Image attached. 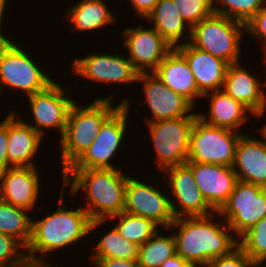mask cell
<instances>
[{
  "mask_svg": "<svg viewBox=\"0 0 266 267\" xmlns=\"http://www.w3.org/2000/svg\"><path fill=\"white\" fill-rule=\"evenodd\" d=\"M245 33L246 25L242 22L213 14L192 27L190 43L230 65L241 62Z\"/></svg>",
  "mask_w": 266,
  "mask_h": 267,
  "instance_id": "6",
  "label": "cell"
},
{
  "mask_svg": "<svg viewBox=\"0 0 266 267\" xmlns=\"http://www.w3.org/2000/svg\"><path fill=\"white\" fill-rule=\"evenodd\" d=\"M128 1V0H127ZM134 13L139 19L145 20L148 15L153 11L159 0H129Z\"/></svg>",
  "mask_w": 266,
  "mask_h": 267,
  "instance_id": "38",
  "label": "cell"
},
{
  "mask_svg": "<svg viewBox=\"0 0 266 267\" xmlns=\"http://www.w3.org/2000/svg\"><path fill=\"white\" fill-rule=\"evenodd\" d=\"M193 172L197 186L206 202L219 211L228 201L237 180L232 167L197 162L186 163Z\"/></svg>",
  "mask_w": 266,
  "mask_h": 267,
  "instance_id": "19",
  "label": "cell"
},
{
  "mask_svg": "<svg viewBox=\"0 0 266 267\" xmlns=\"http://www.w3.org/2000/svg\"><path fill=\"white\" fill-rule=\"evenodd\" d=\"M165 230L171 231V234H163L161 229L143 245L138 246V262L141 267H160L166 259L176 254L172 229Z\"/></svg>",
  "mask_w": 266,
  "mask_h": 267,
  "instance_id": "30",
  "label": "cell"
},
{
  "mask_svg": "<svg viewBox=\"0 0 266 267\" xmlns=\"http://www.w3.org/2000/svg\"><path fill=\"white\" fill-rule=\"evenodd\" d=\"M42 137L13 110L8 114V162L11 167H33Z\"/></svg>",
  "mask_w": 266,
  "mask_h": 267,
  "instance_id": "21",
  "label": "cell"
},
{
  "mask_svg": "<svg viewBox=\"0 0 266 267\" xmlns=\"http://www.w3.org/2000/svg\"><path fill=\"white\" fill-rule=\"evenodd\" d=\"M25 249L14 237L0 232V267H30Z\"/></svg>",
  "mask_w": 266,
  "mask_h": 267,
  "instance_id": "33",
  "label": "cell"
},
{
  "mask_svg": "<svg viewBox=\"0 0 266 267\" xmlns=\"http://www.w3.org/2000/svg\"><path fill=\"white\" fill-rule=\"evenodd\" d=\"M128 59L138 73H152L174 49L151 25L124 28L121 33Z\"/></svg>",
  "mask_w": 266,
  "mask_h": 267,
  "instance_id": "15",
  "label": "cell"
},
{
  "mask_svg": "<svg viewBox=\"0 0 266 267\" xmlns=\"http://www.w3.org/2000/svg\"><path fill=\"white\" fill-rule=\"evenodd\" d=\"M207 1L212 5V7L217 5V3L219 2V0H207Z\"/></svg>",
  "mask_w": 266,
  "mask_h": 267,
  "instance_id": "44",
  "label": "cell"
},
{
  "mask_svg": "<svg viewBox=\"0 0 266 267\" xmlns=\"http://www.w3.org/2000/svg\"><path fill=\"white\" fill-rule=\"evenodd\" d=\"M246 34L261 41V51L266 56V5L246 24Z\"/></svg>",
  "mask_w": 266,
  "mask_h": 267,
  "instance_id": "35",
  "label": "cell"
},
{
  "mask_svg": "<svg viewBox=\"0 0 266 267\" xmlns=\"http://www.w3.org/2000/svg\"><path fill=\"white\" fill-rule=\"evenodd\" d=\"M9 37L5 35L0 41V94L6 87L22 92L24 97L45 90L55 80L40 68V63L34 61L22 44Z\"/></svg>",
  "mask_w": 266,
  "mask_h": 267,
  "instance_id": "5",
  "label": "cell"
},
{
  "mask_svg": "<svg viewBox=\"0 0 266 267\" xmlns=\"http://www.w3.org/2000/svg\"><path fill=\"white\" fill-rule=\"evenodd\" d=\"M169 89L186 98L194 107L202 99L186 59L174 48L153 72Z\"/></svg>",
  "mask_w": 266,
  "mask_h": 267,
  "instance_id": "24",
  "label": "cell"
},
{
  "mask_svg": "<svg viewBox=\"0 0 266 267\" xmlns=\"http://www.w3.org/2000/svg\"><path fill=\"white\" fill-rule=\"evenodd\" d=\"M114 93L98 98L90 104L74 102L70 107L67 124L60 141L62 174L89 148L103 123L122 105H114Z\"/></svg>",
  "mask_w": 266,
  "mask_h": 267,
  "instance_id": "4",
  "label": "cell"
},
{
  "mask_svg": "<svg viewBox=\"0 0 266 267\" xmlns=\"http://www.w3.org/2000/svg\"><path fill=\"white\" fill-rule=\"evenodd\" d=\"M144 21L151 23L173 48L190 42L192 28L180 16L173 0H159Z\"/></svg>",
  "mask_w": 266,
  "mask_h": 267,
  "instance_id": "26",
  "label": "cell"
},
{
  "mask_svg": "<svg viewBox=\"0 0 266 267\" xmlns=\"http://www.w3.org/2000/svg\"><path fill=\"white\" fill-rule=\"evenodd\" d=\"M120 103L122 105L103 123L93 143L68 169H123L112 160L125 142L132 102L124 98Z\"/></svg>",
  "mask_w": 266,
  "mask_h": 267,
  "instance_id": "7",
  "label": "cell"
},
{
  "mask_svg": "<svg viewBox=\"0 0 266 267\" xmlns=\"http://www.w3.org/2000/svg\"><path fill=\"white\" fill-rule=\"evenodd\" d=\"M187 61L202 95L222 90L229 64L190 42L175 48Z\"/></svg>",
  "mask_w": 266,
  "mask_h": 267,
  "instance_id": "20",
  "label": "cell"
},
{
  "mask_svg": "<svg viewBox=\"0 0 266 267\" xmlns=\"http://www.w3.org/2000/svg\"><path fill=\"white\" fill-rule=\"evenodd\" d=\"M78 2L68 7L66 14H63V20L69 23V29L72 33H88L101 31L103 27L112 25L119 21L115 12L111 11V6L105 0H77ZM66 18V20H65Z\"/></svg>",
  "mask_w": 266,
  "mask_h": 267,
  "instance_id": "25",
  "label": "cell"
},
{
  "mask_svg": "<svg viewBox=\"0 0 266 267\" xmlns=\"http://www.w3.org/2000/svg\"><path fill=\"white\" fill-rule=\"evenodd\" d=\"M202 98L209 99L207 101L210 105L206 113L199 111L198 117L210 125L238 132L243 125L245 126L249 117H253V112L249 108L223 90L209 92Z\"/></svg>",
  "mask_w": 266,
  "mask_h": 267,
  "instance_id": "23",
  "label": "cell"
},
{
  "mask_svg": "<svg viewBox=\"0 0 266 267\" xmlns=\"http://www.w3.org/2000/svg\"><path fill=\"white\" fill-rule=\"evenodd\" d=\"M243 133L210 125L197 117L190 134L187 162L232 167L237 143Z\"/></svg>",
  "mask_w": 266,
  "mask_h": 267,
  "instance_id": "9",
  "label": "cell"
},
{
  "mask_svg": "<svg viewBox=\"0 0 266 267\" xmlns=\"http://www.w3.org/2000/svg\"><path fill=\"white\" fill-rule=\"evenodd\" d=\"M110 221H116L117 223L113 224H115L114 226L119 234L128 241L135 243L137 246L143 245L160 229H163L150 219L132 215L123 211L118 215L110 217L108 220L91 221L90 233L97 230L100 225L102 227L106 222V224H108Z\"/></svg>",
  "mask_w": 266,
  "mask_h": 267,
  "instance_id": "27",
  "label": "cell"
},
{
  "mask_svg": "<svg viewBox=\"0 0 266 267\" xmlns=\"http://www.w3.org/2000/svg\"><path fill=\"white\" fill-rule=\"evenodd\" d=\"M264 5L266 0H219L213 10L246 25Z\"/></svg>",
  "mask_w": 266,
  "mask_h": 267,
  "instance_id": "32",
  "label": "cell"
},
{
  "mask_svg": "<svg viewBox=\"0 0 266 267\" xmlns=\"http://www.w3.org/2000/svg\"><path fill=\"white\" fill-rule=\"evenodd\" d=\"M123 169H67L62 186H69L68 194L83 192V208L91 221L108 220L120 214L125 207V188L128 176Z\"/></svg>",
  "mask_w": 266,
  "mask_h": 267,
  "instance_id": "3",
  "label": "cell"
},
{
  "mask_svg": "<svg viewBox=\"0 0 266 267\" xmlns=\"http://www.w3.org/2000/svg\"><path fill=\"white\" fill-rule=\"evenodd\" d=\"M65 191L66 188L62 186L58 205L47 217L32 218V236L25 249L30 266L53 267L52 262H48L50 254L62 249L64 251L65 247L67 249L70 245L80 243V240L85 242L84 238L90 235L91 219L88 213L82 206L66 208L63 202Z\"/></svg>",
  "mask_w": 266,
  "mask_h": 267,
  "instance_id": "1",
  "label": "cell"
},
{
  "mask_svg": "<svg viewBox=\"0 0 266 267\" xmlns=\"http://www.w3.org/2000/svg\"><path fill=\"white\" fill-rule=\"evenodd\" d=\"M94 264L96 267H141L138 259H98Z\"/></svg>",
  "mask_w": 266,
  "mask_h": 267,
  "instance_id": "39",
  "label": "cell"
},
{
  "mask_svg": "<svg viewBox=\"0 0 266 267\" xmlns=\"http://www.w3.org/2000/svg\"><path fill=\"white\" fill-rule=\"evenodd\" d=\"M137 81L142 84L146 107L150 115L145 124L177 117H198L194 106L184 97L169 89L153 72L139 73Z\"/></svg>",
  "mask_w": 266,
  "mask_h": 267,
  "instance_id": "16",
  "label": "cell"
},
{
  "mask_svg": "<svg viewBox=\"0 0 266 267\" xmlns=\"http://www.w3.org/2000/svg\"><path fill=\"white\" fill-rule=\"evenodd\" d=\"M7 4H9L8 3V0H0V28L3 27L2 24L4 23V21L6 19V18H4L5 17V14L4 13H6L5 11L8 8L7 7Z\"/></svg>",
  "mask_w": 266,
  "mask_h": 267,
  "instance_id": "41",
  "label": "cell"
},
{
  "mask_svg": "<svg viewBox=\"0 0 266 267\" xmlns=\"http://www.w3.org/2000/svg\"><path fill=\"white\" fill-rule=\"evenodd\" d=\"M197 117H177L147 123L157 169L186 164L188 161L190 134Z\"/></svg>",
  "mask_w": 266,
  "mask_h": 267,
  "instance_id": "8",
  "label": "cell"
},
{
  "mask_svg": "<svg viewBox=\"0 0 266 267\" xmlns=\"http://www.w3.org/2000/svg\"><path fill=\"white\" fill-rule=\"evenodd\" d=\"M160 267H194L187 260H184L177 253L166 259Z\"/></svg>",
  "mask_w": 266,
  "mask_h": 267,
  "instance_id": "40",
  "label": "cell"
},
{
  "mask_svg": "<svg viewBox=\"0 0 266 267\" xmlns=\"http://www.w3.org/2000/svg\"><path fill=\"white\" fill-rule=\"evenodd\" d=\"M161 173L162 179H166L163 184H166V190L170 191L171 208L175 218L205 216L215 212L203 197L192 169L187 164L169 167Z\"/></svg>",
  "mask_w": 266,
  "mask_h": 267,
  "instance_id": "14",
  "label": "cell"
},
{
  "mask_svg": "<svg viewBox=\"0 0 266 267\" xmlns=\"http://www.w3.org/2000/svg\"><path fill=\"white\" fill-rule=\"evenodd\" d=\"M126 56L125 53L91 52L85 57L73 58L72 72L77 77L87 79L88 82L92 81L91 83L131 85L137 82L139 73Z\"/></svg>",
  "mask_w": 266,
  "mask_h": 267,
  "instance_id": "13",
  "label": "cell"
},
{
  "mask_svg": "<svg viewBox=\"0 0 266 267\" xmlns=\"http://www.w3.org/2000/svg\"><path fill=\"white\" fill-rule=\"evenodd\" d=\"M258 77L259 75L251 73L240 62L230 64L222 90L244 104L253 112L254 118L259 119L266 115V80Z\"/></svg>",
  "mask_w": 266,
  "mask_h": 267,
  "instance_id": "17",
  "label": "cell"
},
{
  "mask_svg": "<svg viewBox=\"0 0 266 267\" xmlns=\"http://www.w3.org/2000/svg\"><path fill=\"white\" fill-rule=\"evenodd\" d=\"M138 179L131 177V174L128 176L124 212L150 219L161 228L168 229L175 220L169 192Z\"/></svg>",
  "mask_w": 266,
  "mask_h": 267,
  "instance_id": "12",
  "label": "cell"
},
{
  "mask_svg": "<svg viewBox=\"0 0 266 267\" xmlns=\"http://www.w3.org/2000/svg\"><path fill=\"white\" fill-rule=\"evenodd\" d=\"M237 180L266 188V144L248 135L240 136L232 165Z\"/></svg>",
  "mask_w": 266,
  "mask_h": 267,
  "instance_id": "22",
  "label": "cell"
},
{
  "mask_svg": "<svg viewBox=\"0 0 266 267\" xmlns=\"http://www.w3.org/2000/svg\"><path fill=\"white\" fill-rule=\"evenodd\" d=\"M71 96L64 85L54 81L45 90L27 97L28 110L33 119L31 123L27 120L25 122L42 137L47 132L46 129H53L59 132V138H61L65 131L70 107L76 101Z\"/></svg>",
  "mask_w": 266,
  "mask_h": 267,
  "instance_id": "10",
  "label": "cell"
},
{
  "mask_svg": "<svg viewBox=\"0 0 266 267\" xmlns=\"http://www.w3.org/2000/svg\"><path fill=\"white\" fill-rule=\"evenodd\" d=\"M258 133L260 134V140L266 144V122L262 125V127H259ZM262 138V139H261Z\"/></svg>",
  "mask_w": 266,
  "mask_h": 267,
  "instance_id": "42",
  "label": "cell"
},
{
  "mask_svg": "<svg viewBox=\"0 0 266 267\" xmlns=\"http://www.w3.org/2000/svg\"><path fill=\"white\" fill-rule=\"evenodd\" d=\"M28 210L0 199V232L14 237L25 248L32 236V215Z\"/></svg>",
  "mask_w": 266,
  "mask_h": 267,
  "instance_id": "29",
  "label": "cell"
},
{
  "mask_svg": "<svg viewBox=\"0 0 266 267\" xmlns=\"http://www.w3.org/2000/svg\"><path fill=\"white\" fill-rule=\"evenodd\" d=\"M2 29L3 28H0V41L5 37L4 35H7L3 33Z\"/></svg>",
  "mask_w": 266,
  "mask_h": 267,
  "instance_id": "45",
  "label": "cell"
},
{
  "mask_svg": "<svg viewBox=\"0 0 266 267\" xmlns=\"http://www.w3.org/2000/svg\"><path fill=\"white\" fill-rule=\"evenodd\" d=\"M38 171L36 166L9 168L0 175V199L13 206L34 211L42 190V172Z\"/></svg>",
  "mask_w": 266,
  "mask_h": 267,
  "instance_id": "18",
  "label": "cell"
},
{
  "mask_svg": "<svg viewBox=\"0 0 266 267\" xmlns=\"http://www.w3.org/2000/svg\"><path fill=\"white\" fill-rule=\"evenodd\" d=\"M173 2L180 16L191 28L214 14L213 7L207 0H173Z\"/></svg>",
  "mask_w": 266,
  "mask_h": 267,
  "instance_id": "34",
  "label": "cell"
},
{
  "mask_svg": "<svg viewBox=\"0 0 266 267\" xmlns=\"http://www.w3.org/2000/svg\"><path fill=\"white\" fill-rule=\"evenodd\" d=\"M218 213L239 238L266 216V188L237 181Z\"/></svg>",
  "mask_w": 266,
  "mask_h": 267,
  "instance_id": "11",
  "label": "cell"
},
{
  "mask_svg": "<svg viewBox=\"0 0 266 267\" xmlns=\"http://www.w3.org/2000/svg\"><path fill=\"white\" fill-rule=\"evenodd\" d=\"M254 262L238 246L230 254L211 260L205 267H253Z\"/></svg>",
  "mask_w": 266,
  "mask_h": 267,
  "instance_id": "36",
  "label": "cell"
},
{
  "mask_svg": "<svg viewBox=\"0 0 266 267\" xmlns=\"http://www.w3.org/2000/svg\"><path fill=\"white\" fill-rule=\"evenodd\" d=\"M11 166L8 162V114L0 121V175L4 174Z\"/></svg>",
  "mask_w": 266,
  "mask_h": 267,
  "instance_id": "37",
  "label": "cell"
},
{
  "mask_svg": "<svg viewBox=\"0 0 266 267\" xmlns=\"http://www.w3.org/2000/svg\"><path fill=\"white\" fill-rule=\"evenodd\" d=\"M265 264V265H264ZM263 265H264V267H266V262H258V263H254V265H253V267H263Z\"/></svg>",
  "mask_w": 266,
  "mask_h": 267,
  "instance_id": "43",
  "label": "cell"
},
{
  "mask_svg": "<svg viewBox=\"0 0 266 267\" xmlns=\"http://www.w3.org/2000/svg\"><path fill=\"white\" fill-rule=\"evenodd\" d=\"M93 249V250H92ZM89 260L93 265L98 259H138V246L119 234L114 224L105 235L94 242Z\"/></svg>",
  "mask_w": 266,
  "mask_h": 267,
  "instance_id": "28",
  "label": "cell"
},
{
  "mask_svg": "<svg viewBox=\"0 0 266 267\" xmlns=\"http://www.w3.org/2000/svg\"><path fill=\"white\" fill-rule=\"evenodd\" d=\"M264 58H265V59H264ZM263 59H264L263 63L265 62L264 64L266 65V56H264ZM265 68H266V66H265ZM265 77H266V76H265ZM265 79H266V78H265Z\"/></svg>",
  "mask_w": 266,
  "mask_h": 267,
  "instance_id": "46",
  "label": "cell"
},
{
  "mask_svg": "<svg viewBox=\"0 0 266 267\" xmlns=\"http://www.w3.org/2000/svg\"><path fill=\"white\" fill-rule=\"evenodd\" d=\"M169 229L173 230L176 253L194 267H205L238 247V238L218 211L175 218Z\"/></svg>",
  "mask_w": 266,
  "mask_h": 267,
  "instance_id": "2",
  "label": "cell"
},
{
  "mask_svg": "<svg viewBox=\"0 0 266 267\" xmlns=\"http://www.w3.org/2000/svg\"><path fill=\"white\" fill-rule=\"evenodd\" d=\"M238 246L254 262H266V216L238 238Z\"/></svg>",
  "mask_w": 266,
  "mask_h": 267,
  "instance_id": "31",
  "label": "cell"
}]
</instances>
